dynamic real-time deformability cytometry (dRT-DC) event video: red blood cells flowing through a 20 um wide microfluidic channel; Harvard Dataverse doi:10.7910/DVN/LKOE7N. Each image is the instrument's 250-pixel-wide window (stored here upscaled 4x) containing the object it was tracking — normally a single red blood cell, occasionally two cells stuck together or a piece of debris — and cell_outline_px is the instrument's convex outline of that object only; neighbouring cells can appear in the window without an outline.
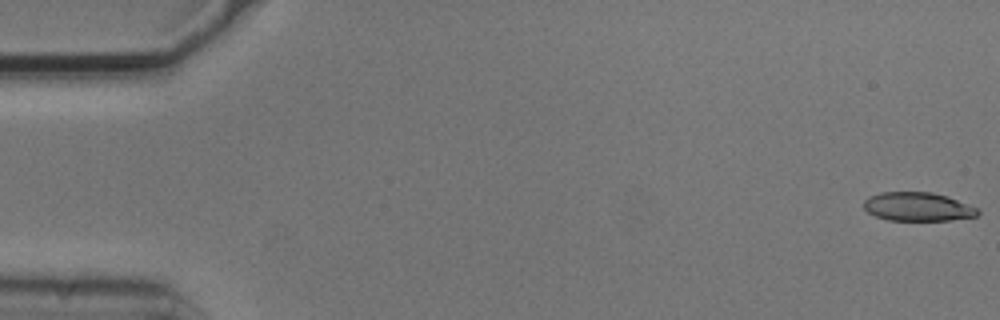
{"species": "common noctule bat (a hibernating species)", "species_latin": "Nyctalus noctula", "temperature_condition": "cold", "stored_images_in_passage": 4, "camera_frame_rate_fps": 3000, "um_per_image_px": 0.085, "animal": {"sex": "male", "body_mass_g": 20.5, "forearm_length_mm": 52.5}, "frame": {"image": 1, "passage_image": 1, "time_ms": 0.0, "image_size_px": [1000, 320], "cell_outline_px": [[980, 212], [976, 216], [948, 220], [888, 220], [876, 216], [868, 212], [864, 208], [864, 200], [868, 196], [880, 192], [932, 192], [948, 196], [976, 208]], "centroid_in_image_um": [77.97, 17.56], "position_along_channel_um": 7.0, "area_um2": 18.96}}